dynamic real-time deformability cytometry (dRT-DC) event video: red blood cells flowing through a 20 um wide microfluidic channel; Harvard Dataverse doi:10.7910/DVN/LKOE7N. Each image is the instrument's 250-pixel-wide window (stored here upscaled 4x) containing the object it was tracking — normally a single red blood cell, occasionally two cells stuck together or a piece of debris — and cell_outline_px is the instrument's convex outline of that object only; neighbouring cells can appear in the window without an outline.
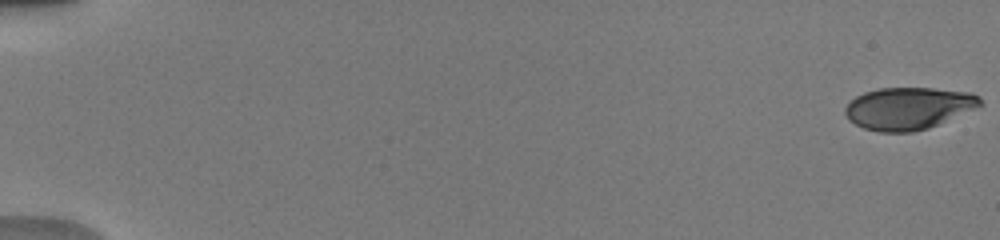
{"species": "human", "species_latin": "Homo sapiens", "temperature_condition": "warm", "stored_images_in_passage": 10, "camera_frame_rate_fps": 3000, "um_per_image_px": 0.085, "donor": {"sex": "male"}, "frame": {"image": 1, "passage_image": 1, "time_ms": 0.0, "image_size_px": [1000, 240], "cell_outline_px": [[984, 104], [928, 128], [912, 132], [880, 132], [864, 128], [848, 120], [844, 112], [844, 108], [856, 96], [864, 92], [880, 88], [932, 88], [972, 92], [980, 96]], "centroid_in_image_um": [77.21, 9.2], "position_along_channel_um": 7.8, "area_um2": 33.12}}